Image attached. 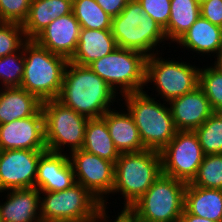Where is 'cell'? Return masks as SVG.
<instances>
[{"label": "cell", "instance_id": "39", "mask_svg": "<svg viewBox=\"0 0 222 222\" xmlns=\"http://www.w3.org/2000/svg\"><path fill=\"white\" fill-rule=\"evenodd\" d=\"M217 59L215 58L216 61H214V67L222 72V44L219 47L218 53L215 55Z\"/></svg>", "mask_w": 222, "mask_h": 222}, {"label": "cell", "instance_id": "30", "mask_svg": "<svg viewBox=\"0 0 222 222\" xmlns=\"http://www.w3.org/2000/svg\"><path fill=\"white\" fill-rule=\"evenodd\" d=\"M199 87L204 91L214 112H222V72L214 66L199 69Z\"/></svg>", "mask_w": 222, "mask_h": 222}, {"label": "cell", "instance_id": "16", "mask_svg": "<svg viewBox=\"0 0 222 222\" xmlns=\"http://www.w3.org/2000/svg\"><path fill=\"white\" fill-rule=\"evenodd\" d=\"M177 131H195L214 112L204 91L198 86L192 92L167 103Z\"/></svg>", "mask_w": 222, "mask_h": 222}, {"label": "cell", "instance_id": "10", "mask_svg": "<svg viewBox=\"0 0 222 222\" xmlns=\"http://www.w3.org/2000/svg\"><path fill=\"white\" fill-rule=\"evenodd\" d=\"M156 52L146 59L145 83L154 82L157 96L161 95L163 101L168 103L199 86L200 68L184 61L165 60L159 56L160 50Z\"/></svg>", "mask_w": 222, "mask_h": 222}, {"label": "cell", "instance_id": "29", "mask_svg": "<svg viewBox=\"0 0 222 222\" xmlns=\"http://www.w3.org/2000/svg\"><path fill=\"white\" fill-rule=\"evenodd\" d=\"M191 184L202 188L222 190V154L205 155Z\"/></svg>", "mask_w": 222, "mask_h": 222}, {"label": "cell", "instance_id": "32", "mask_svg": "<svg viewBox=\"0 0 222 222\" xmlns=\"http://www.w3.org/2000/svg\"><path fill=\"white\" fill-rule=\"evenodd\" d=\"M27 40L22 24L0 22V58L20 51Z\"/></svg>", "mask_w": 222, "mask_h": 222}, {"label": "cell", "instance_id": "27", "mask_svg": "<svg viewBox=\"0 0 222 222\" xmlns=\"http://www.w3.org/2000/svg\"><path fill=\"white\" fill-rule=\"evenodd\" d=\"M72 12L81 28L105 30L111 29L112 18L95 0H73Z\"/></svg>", "mask_w": 222, "mask_h": 222}, {"label": "cell", "instance_id": "5", "mask_svg": "<svg viewBox=\"0 0 222 222\" xmlns=\"http://www.w3.org/2000/svg\"><path fill=\"white\" fill-rule=\"evenodd\" d=\"M113 193L124 198L123 208L138 200L162 173L160 152L121 153L115 162Z\"/></svg>", "mask_w": 222, "mask_h": 222}, {"label": "cell", "instance_id": "17", "mask_svg": "<svg viewBox=\"0 0 222 222\" xmlns=\"http://www.w3.org/2000/svg\"><path fill=\"white\" fill-rule=\"evenodd\" d=\"M64 154L46 151L40 157L35 188L39 191L58 192L76 183L69 155Z\"/></svg>", "mask_w": 222, "mask_h": 222}, {"label": "cell", "instance_id": "38", "mask_svg": "<svg viewBox=\"0 0 222 222\" xmlns=\"http://www.w3.org/2000/svg\"><path fill=\"white\" fill-rule=\"evenodd\" d=\"M113 222H134V214L128 208H123Z\"/></svg>", "mask_w": 222, "mask_h": 222}, {"label": "cell", "instance_id": "12", "mask_svg": "<svg viewBox=\"0 0 222 222\" xmlns=\"http://www.w3.org/2000/svg\"><path fill=\"white\" fill-rule=\"evenodd\" d=\"M70 154L76 183L83 185L106 206V195L112 193L114 186L115 164L83 149Z\"/></svg>", "mask_w": 222, "mask_h": 222}, {"label": "cell", "instance_id": "2", "mask_svg": "<svg viewBox=\"0 0 222 222\" xmlns=\"http://www.w3.org/2000/svg\"><path fill=\"white\" fill-rule=\"evenodd\" d=\"M40 194L44 196L40 197L42 222H109L107 206L79 183L62 191Z\"/></svg>", "mask_w": 222, "mask_h": 222}, {"label": "cell", "instance_id": "41", "mask_svg": "<svg viewBox=\"0 0 222 222\" xmlns=\"http://www.w3.org/2000/svg\"><path fill=\"white\" fill-rule=\"evenodd\" d=\"M199 5H201L202 3L208 1V0H195Z\"/></svg>", "mask_w": 222, "mask_h": 222}, {"label": "cell", "instance_id": "20", "mask_svg": "<svg viewBox=\"0 0 222 222\" xmlns=\"http://www.w3.org/2000/svg\"><path fill=\"white\" fill-rule=\"evenodd\" d=\"M117 47L111 29L98 30L81 28L77 49L69 60L81 66L111 53Z\"/></svg>", "mask_w": 222, "mask_h": 222}, {"label": "cell", "instance_id": "33", "mask_svg": "<svg viewBox=\"0 0 222 222\" xmlns=\"http://www.w3.org/2000/svg\"><path fill=\"white\" fill-rule=\"evenodd\" d=\"M32 0H0V22L23 24Z\"/></svg>", "mask_w": 222, "mask_h": 222}, {"label": "cell", "instance_id": "13", "mask_svg": "<svg viewBox=\"0 0 222 222\" xmlns=\"http://www.w3.org/2000/svg\"><path fill=\"white\" fill-rule=\"evenodd\" d=\"M45 152L26 149L0 151V193L34 188L38 162Z\"/></svg>", "mask_w": 222, "mask_h": 222}, {"label": "cell", "instance_id": "8", "mask_svg": "<svg viewBox=\"0 0 222 222\" xmlns=\"http://www.w3.org/2000/svg\"><path fill=\"white\" fill-rule=\"evenodd\" d=\"M187 183L163 173L128 209L149 222H180Z\"/></svg>", "mask_w": 222, "mask_h": 222}, {"label": "cell", "instance_id": "1", "mask_svg": "<svg viewBox=\"0 0 222 222\" xmlns=\"http://www.w3.org/2000/svg\"><path fill=\"white\" fill-rule=\"evenodd\" d=\"M116 94L88 66L77 65L69 61L57 100L76 113L92 119L102 117L111 109L110 106L118 96Z\"/></svg>", "mask_w": 222, "mask_h": 222}, {"label": "cell", "instance_id": "40", "mask_svg": "<svg viewBox=\"0 0 222 222\" xmlns=\"http://www.w3.org/2000/svg\"><path fill=\"white\" fill-rule=\"evenodd\" d=\"M134 222H149L143 219L138 218L137 216L134 215Z\"/></svg>", "mask_w": 222, "mask_h": 222}, {"label": "cell", "instance_id": "18", "mask_svg": "<svg viewBox=\"0 0 222 222\" xmlns=\"http://www.w3.org/2000/svg\"><path fill=\"white\" fill-rule=\"evenodd\" d=\"M7 199L0 203L2 222H42L40 191L37 188L7 190Z\"/></svg>", "mask_w": 222, "mask_h": 222}, {"label": "cell", "instance_id": "26", "mask_svg": "<svg viewBox=\"0 0 222 222\" xmlns=\"http://www.w3.org/2000/svg\"><path fill=\"white\" fill-rule=\"evenodd\" d=\"M200 15V5L195 0H171L170 17L164 28L167 40L177 42Z\"/></svg>", "mask_w": 222, "mask_h": 222}, {"label": "cell", "instance_id": "35", "mask_svg": "<svg viewBox=\"0 0 222 222\" xmlns=\"http://www.w3.org/2000/svg\"><path fill=\"white\" fill-rule=\"evenodd\" d=\"M200 14L212 24L222 27V0H208L202 3Z\"/></svg>", "mask_w": 222, "mask_h": 222}, {"label": "cell", "instance_id": "23", "mask_svg": "<svg viewBox=\"0 0 222 222\" xmlns=\"http://www.w3.org/2000/svg\"><path fill=\"white\" fill-rule=\"evenodd\" d=\"M177 44L196 54H217L222 44V27L212 24L200 15Z\"/></svg>", "mask_w": 222, "mask_h": 222}, {"label": "cell", "instance_id": "14", "mask_svg": "<svg viewBox=\"0 0 222 222\" xmlns=\"http://www.w3.org/2000/svg\"><path fill=\"white\" fill-rule=\"evenodd\" d=\"M11 149L47 151L42 108L33 116L0 124V151Z\"/></svg>", "mask_w": 222, "mask_h": 222}, {"label": "cell", "instance_id": "21", "mask_svg": "<svg viewBox=\"0 0 222 222\" xmlns=\"http://www.w3.org/2000/svg\"><path fill=\"white\" fill-rule=\"evenodd\" d=\"M42 102L21 87L0 88V124L35 115Z\"/></svg>", "mask_w": 222, "mask_h": 222}, {"label": "cell", "instance_id": "37", "mask_svg": "<svg viewBox=\"0 0 222 222\" xmlns=\"http://www.w3.org/2000/svg\"><path fill=\"white\" fill-rule=\"evenodd\" d=\"M180 222H216V221H211L210 219L201 218L200 216L197 215H192L184 209L180 217Z\"/></svg>", "mask_w": 222, "mask_h": 222}, {"label": "cell", "instance_id": "22", "mask_svg": "<svg viewBox=\"0 0 222 222\" xmlns=\"http://www.w3.org/2000/svg\"><path fill=\"white\" fill-rule=\"evenodd\" d=\"M73 0H32L22 24L27 39H34L54 19L72 13Z\"/></svg>", "mask_w": 222, "mask_h": 222}, {"label": "cell", "instance_id": "15", "mask_svg": "<svg viewBox=\"0 0 222 222\" xmlns=\"http://www.w3.org/2000/svg\"><path fill=\"white\" fill-rule=\"evenodd\" d=\"M80 30V23L72 12L54 19L34 40L51 53L70 60L77 49Z\"/></svg>", "mask_w": 222, "mask_h": 222}, {"label": "cell", "instance_id": "19", "mask_svg": "<svg viewBox=\"0 0 222 222\" xmlns=\"http://www.w3.org/2000/svg\"><path fill=\"white\" fill-rule=\"evenodd\" d=\"M109 134L119 153H135L146 150L141 142L132 115L126 111L108 110L103 116Z\"/></svg>", "mask_w": 222, "mask_h": 222}, {"label": "cell", "instance_id": "34", "mask_svg": "<svg viewBox=\"0 0 222 222\" xmlns=\"http://www.w3.org/2000/svg\"><path fill=\"white\" fill-rule=\"evenodd\" d=\"M154 21L161 25L164 29L170 17L171 0H137Z\"/></svg>", "mask_w": 222, "mask_h": 222}, {"label": "cell", "instance_id": "24", "mask_svg": "<svg viewBox=\"0 0 222 222\" xmlns=\"http://www.w3.org/2000/svg\"><path fill=\"white\" fill-rule=\"evenodd\" d=\"M184 209L192 215L222 222V190L202 188L187 183Z\"/></svg>", "mask_w": 222, "mask_h": 222}, {"label": "cell", "instance_id": "31", "mask_svg": "<svg viewBox=\"0 0 222 222\" xmlns=\"http://www.w3.org/2000/svg\"><path fill=\"white\" fill-rule=\"evenodd\" d=\"M23 74H24L23 48L14 54L0 58V80H1L0 82L2 88L20 87Z\"/></svg>", "mask_w": 222, "mask_h": 222}, {"label": "cell", "instance_id": "28", "mask_svg": "<svg viewBox=\"0 0 222 222\" xmlns=\"http://www.w3.org/2000/svg\"><path fill=\"white\" fill-rule=\"evenodd\" d=\"M194 132L205 155L222 154V112H213Z\"/></svg>", "mask_w": 222, "mask_h": 222}, {"label": "cell", "instance_id": "6", "mask_svg": "<svg viewBox=\"0 0 222 222\" xmlns=\"http://www.w3.org/2000/svg\"><path fill=\"white\" fill-rule=\"evenodd\" d=\"M111 31L117 47L138 51L147 57L157 54L154 51L157 45L167 41L164 29L143 11L137 0H130L122 12L112 18Z\"/></svg>", "mask_w": 222, "mask_h": 222}, {"label": "cell", "instance_id": "3", "mask_svg": "<svg viewBox=\"0 0 222 222\" xmlns=\"http://www.w3.org/2000/svg\"><path fill=\"white\" fill-rule=\"evenodd\" d=\"M22 48L24 74L20 87L35 95L41 102L57 99L69 60L51 53L34 39H28Z\"/></svg>", "mask_w": 222, "mask_h": 222}, {"label": "cell", "instance_id": "36", "mask_svg": "<svg viewBox=\"0 0 222 222\" xmlns=\"http://www.w3.org/2000/svg\"><path fill=\"white\" fill-rule=\"evenodd\" d=\"M111 17L118 16L130 0H95Z\"/></svg>", "mask_w": 222, "mask_h": 222}, {"label": "cell", "instance_id": "9", "mask_svg": "<svg viewBox=\"0 0 222 222\" xmlns=\"http://www.w3.org/2000/svg\"><path fill=\"white\" fill-rule=\"evenodd\" d=\"M42 110L47 151L62 154L66 145L70 152L82 149L88 118L57 99L42 102Z\"/></svg>", "mask_w": 222, "mask_h": 222}, {"label": "cell", "instance_id": "7", "mask_svg": "<svg viewBox=\"0 0 222 222\" xmlns=\"http://www.w3.org/2000/svg\"><path fill=\"white\" fill-rule=\"evenodd\" d=\"M146 59L147 56L141 52L116 47L111 53L93 61L88 67L115 93H121L123 96L144 91Z\"/></svg>", "mask_w": 222, "mask_h": 222}, {"label": "cell", "instance_id": "4", "mask_svg": "<svg viewBox=\"0 0 222 222\" xmlns=\"http://www.w3.org/2000/svg\"><path fill=\"white\" fill-rule=\"evenodd\" d=\"M126 110L132 115L141 142L147 150L160 152L175 136L177 129L170 107L146 91L123 95ZM155 99V100H154Z\"/></svg>", "mask_w": 222, "mask_h": 222}, {"label": "cell", "instance_id": "25", "mask_svg": "<svg viewBox=\"0 0 222 222\" xmlns=\"http://www.w3.org/2000/svg\"><path fill=\"white\" fill-rule=\"evenodd\" d=\"M82 149L114 164L120 156L103 117L88 120Z\"/></svg>", "mask_w": 222, "mask_h": 222}, {"label": "cell", "instance_id": "11", "mask_svg": "<svg viewBox=\"0 0 222 222\" xmlns=\"http://www.w3.org/2000/svg\"><path fill=\"white\" fill-rule=\"evenodd\" d=\"M162 173L191 183L196 177L205 154L194 131H177L160 151Z\"/></svg>", "mask_w": 222, "mask_h": 222}]
</instances>
